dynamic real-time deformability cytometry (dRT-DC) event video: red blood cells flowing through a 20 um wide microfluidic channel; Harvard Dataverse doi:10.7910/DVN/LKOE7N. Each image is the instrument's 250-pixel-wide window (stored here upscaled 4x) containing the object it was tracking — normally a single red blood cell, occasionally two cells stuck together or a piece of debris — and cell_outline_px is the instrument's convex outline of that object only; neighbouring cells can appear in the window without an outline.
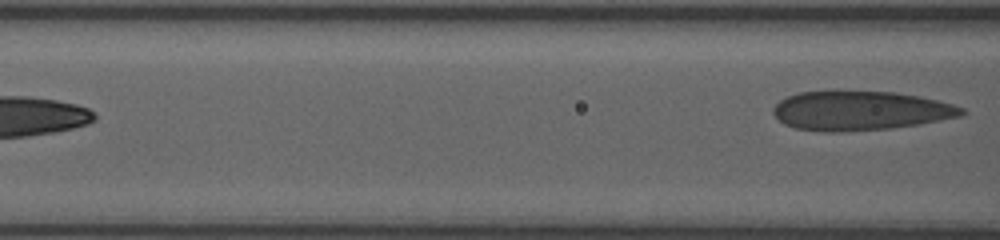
{"species": "human", "species_latin": "Homo sapiens", "temperature_condition": "room temperature", "stored_images_in_passage": 16, "segment_of_instrument_passage": [2, 2], "camera_frame_rate_fps": 3000, "um_per_image_px": 0.085, "donor": {"sex": "female"}, "frame": {"image": 1, "passage_image": 16, "time_ms": 6.667, "image_size_px": [1000, 240], "cell_outline_px": [[968, 112], [960, 116], [940, 120], [892, 128], [844, 132], [824, 132], [796, 128], [784, 124], [772, 112], [772, 108], [780, 100], [788, 96], [800, 92], [892, 92], [916, 96], [936, 100], [952, 104], [964, 108]], "centroid_in_image_um": [73.11, 9.43], "position_along_channel_um": 93.5, "area_um2": 42.66}}